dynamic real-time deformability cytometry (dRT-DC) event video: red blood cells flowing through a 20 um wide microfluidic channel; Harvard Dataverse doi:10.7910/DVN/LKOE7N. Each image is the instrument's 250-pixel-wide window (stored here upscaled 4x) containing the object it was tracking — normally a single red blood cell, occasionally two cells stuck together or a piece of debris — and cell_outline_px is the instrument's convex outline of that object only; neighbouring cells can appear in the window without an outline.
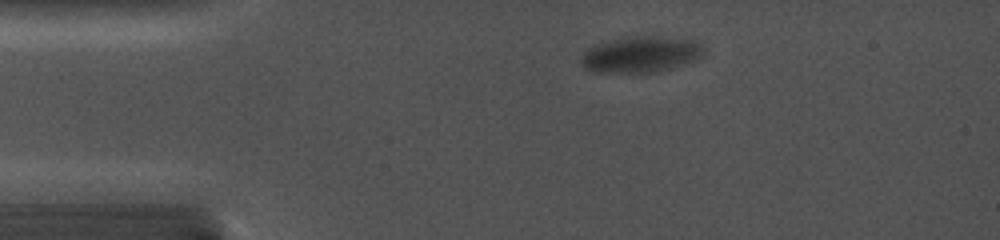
{"species": "common noctule bat (a hibernating species)", "species_latin": "Nyctalus noctula", "temperature_condition": "cold", "stored_images_in_passage": 7, "camera_frame_rate_fps": 5000, "um_per_image_px": 0.085, "animal": {"sex": "female", "body_mass_g": 19.0, "forearm_length_mm": 56.7}, "frame": {"image": 1, "passage_image": 1, "time_ms": 0.0, "image_size_px": [1000, 240], "cell_outline_px": [[704, 52], [696, 60], [684, 64], [652, 72], [596, 72], [584, 68], [580, 64], [580, 60], [584, 52], [588, 48], [596, 44], [624, 36], [656, 36], [692, 40], [700, 44], [704, 48]], "centroid_in_image_um": [54.42, 4.61], "position_along_channel_um": 30.6, "area_um2": 25.66}}
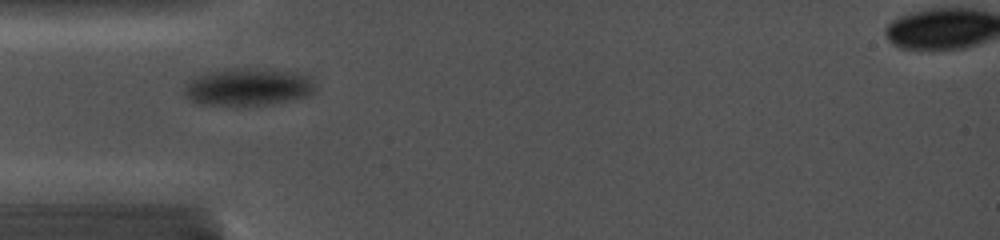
{"frame": {"image": 2, "passage_image": 6, "time_ms": 2.2, "image_size_px": [1000, 240], "cell_outline_px": [[316, 92], [308, 96], [272, 104], [200, 104], [184, 96], [184, 88], [188, 80], [192, 76], [224, 68], [252, 68], [296, 72], [312, 76], [316, 84]], "centroid_in_image_um": [21.12, 7.36], "position_along_channel_um": 63.9, "area_um2": 28.9}}